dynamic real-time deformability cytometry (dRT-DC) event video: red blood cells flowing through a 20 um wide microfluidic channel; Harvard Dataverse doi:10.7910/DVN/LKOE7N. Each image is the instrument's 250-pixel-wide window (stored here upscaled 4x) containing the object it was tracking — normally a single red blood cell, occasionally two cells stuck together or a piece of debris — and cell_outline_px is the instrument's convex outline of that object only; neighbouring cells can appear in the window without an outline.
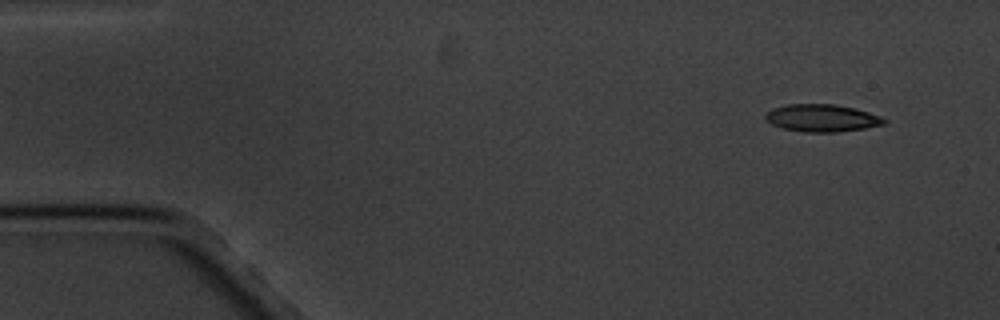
{"species": "common noctule bat (a hibernating species)", "species_latin": "Nyctalus noctula", "temperature_condition": "cold", "stored_images_in_passage": 5, "camera_frame_rate_fps": 3000, "um_per_image_px": 0.085, "animal": {"sex": "male", "body_mass_g": 20.1, "forearm_length_mm": 53.5}, "frame": {"image": 1, "passage_image": 1, "time_ms": 0.0, "image_size_px": [1000, 320], "cell_outline_px": [[888, 120], [884, 124], [864, 128], [836, 132], [804, 132], [784, 128], [772, 124], [764, 116], [772, 108], [788, 104], [836, 104], [856, 108], [880, 116]], "centroid_in_image_um": [69.89, 10.02], "position_along_channel_um": 15.1, "area_um2": 18.84}}
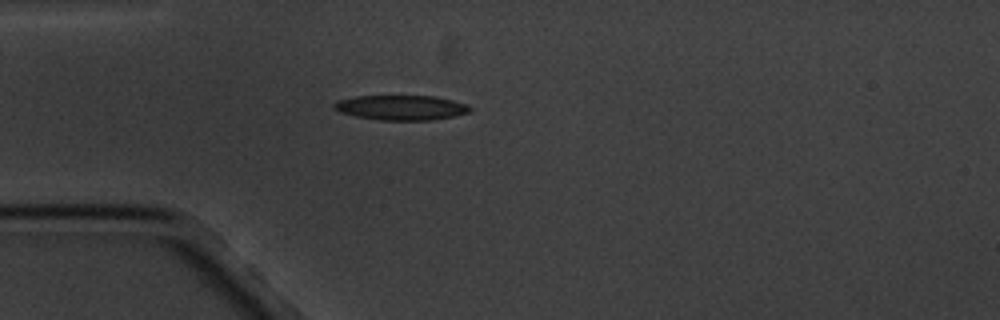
{"frame": {"image": 2, "passage_image": 4, "time_ms": 3.667, "image_size_px": [1000, 320], "cell_outline_px": [[472, 108], [468, 112], [452, 116], [432, 120], [380, 120], [356, 116], [340, 112], [332, 108], [332, 104], [336, 100], [356, 96], [436, 96], [468, 104]], "centroid_in_image_um": [34.06, 9.14], "position_along_channel_um": 50.9, "area_um2": 19.71}}